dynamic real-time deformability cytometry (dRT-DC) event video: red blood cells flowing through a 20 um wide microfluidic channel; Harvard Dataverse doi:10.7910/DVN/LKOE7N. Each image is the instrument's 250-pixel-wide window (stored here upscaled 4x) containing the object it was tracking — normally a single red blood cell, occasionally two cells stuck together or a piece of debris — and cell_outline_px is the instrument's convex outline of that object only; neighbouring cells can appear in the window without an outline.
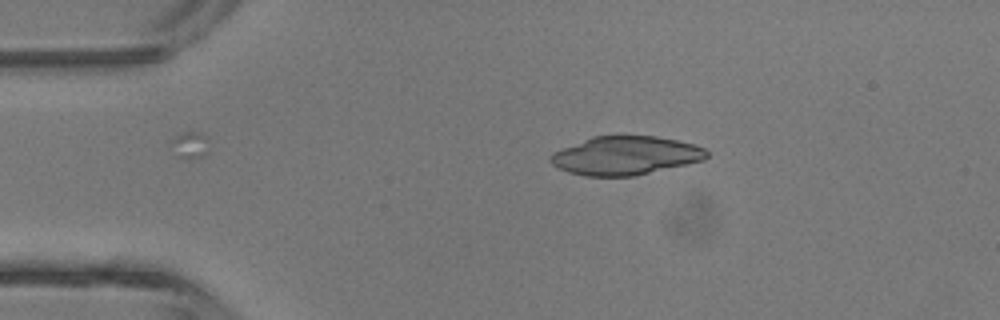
{"species": "common noctule bat (a hibernating species)", "species_latin": "Nyctalus noctula", "temperature_condition": "room temperature", "stored_images_in_passage": 2, "camera_frame_rate_fps": 3000, "um_per_image_px": 0.085, "animal": {"sex": "male", "body_mass_g": 13.3}, "frame": {"image": 1, "passage_image": 1, "time_ms": 0.0, "image_size_px": [1000, 320], "cell_outline_px": [[708, 156], [704, 160], [636, 176], [584, 176], [568, 172], [552, 164], [548, 160], [548, 156], [552, 152], [592, 136], [656, 136], [696, 144], [704, 148], [708, 152]], "centroid_in_image_um": [53.16, 13.23], "position_along_channel_um": 31.8, "area_um2": 35.26}}